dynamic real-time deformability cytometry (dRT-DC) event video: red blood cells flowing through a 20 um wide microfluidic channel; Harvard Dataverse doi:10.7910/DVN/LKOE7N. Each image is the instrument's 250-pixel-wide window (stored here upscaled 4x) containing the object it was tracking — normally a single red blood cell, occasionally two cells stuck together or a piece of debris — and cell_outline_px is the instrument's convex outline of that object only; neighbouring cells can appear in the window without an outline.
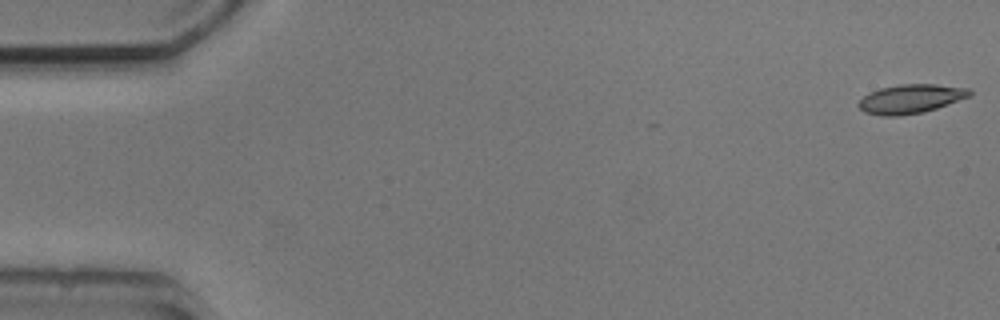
{"species": "common noctule bat (a hibernating species)", "species_latin": "Nyctalus noctula", "temperature_condition": "cold", "stored_images_in_passage": 5, "camera_frame_rate_fps": 3000, "um_per_image_px": 0.085, "animal": {"sex": "male", "body_mass_g": 20.5, "forearm_length_mm": 52.5}, "frame": {"image": 1, "passage_image": 1, "time_ms": 0.0, "image_size_px": [1000, 320], "cell_outline_px": [[972, 96], [924, 112], [900, 116], [880, 116], [864, 112], [856, 104], [864, 96], [880, 88], [900, 84], [936, 84], [968, 88], [972, 92]], "centroid_in_image_um": [77.42, 8.41], "position_along_channel_um": 7.6, "area_um2": 18.84}}
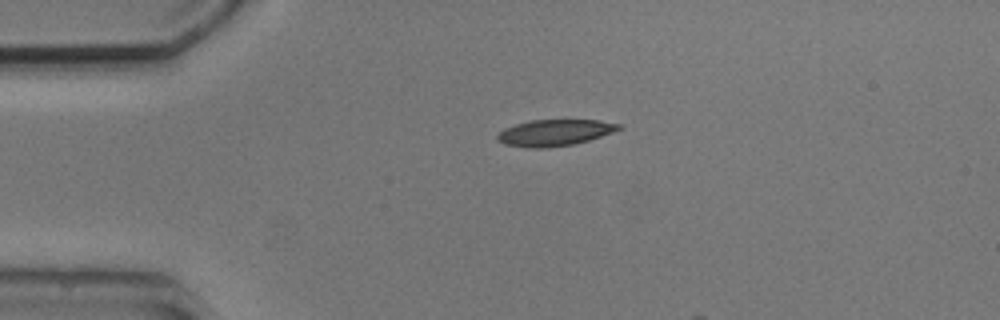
{"frame": {"image": 2, "passage_image": 4, "time_ms": 3.667, "image_size_px": [1000, 320], "cell_outline_px": [[624, 128], [588, 140], [572, 144], [544, 148], [532, 148], [504, 144], [496, 140], [496, 136], [504, 128], [516, 124], [532, 120], [600, 120], [624, 124]], "centroid_in_image_um": [47.17, 11.27], "position_along_channel_um": 37.8, "area_um2": 18.61}}